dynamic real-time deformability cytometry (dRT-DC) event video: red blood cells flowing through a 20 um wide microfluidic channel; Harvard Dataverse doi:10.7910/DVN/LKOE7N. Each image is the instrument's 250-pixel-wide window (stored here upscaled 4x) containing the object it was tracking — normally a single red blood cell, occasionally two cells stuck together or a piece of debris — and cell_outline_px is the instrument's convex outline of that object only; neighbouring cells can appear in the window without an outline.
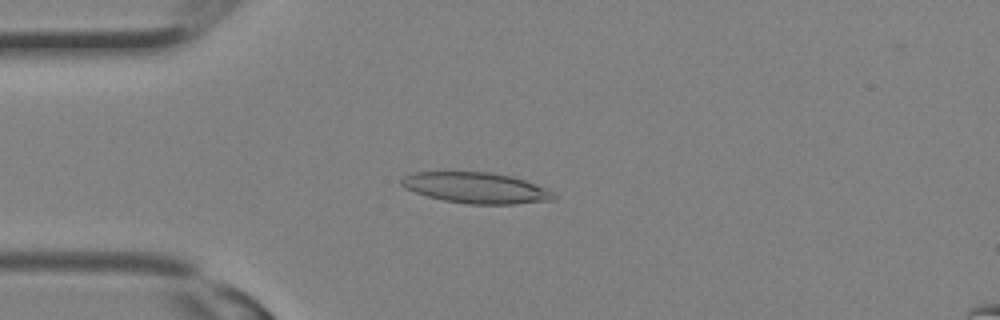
{"species": "Egyptian fruit bat (a non-hibernating species)", "species_latin": "Rousettus aegyptiacus", "temperature_condition": "room temperature", "stored_images_in_passage": 10, "camera_frame_rate_fps": 3000, "um_per_image_px": 0.085, "animal": {"sex": "female"}, "frame": {"image": 1, "passage_image": 7, "time_ms": 2.0, "image_size_px": [1000, 320], "cell_outline_px": [[556, 196], [552, 200], [516, 204], [468, 204], [444, 200], [428, 196], [404, 188], [400, 184], [400, 180], [404, 176], [416, 172], [488, 172], [512, 176], [536, 184], [552, 192]], "centroid_in_image_um": [40.45, 15.97], "position_along_channel_um": 44.5, "area_um2": 27.17}}
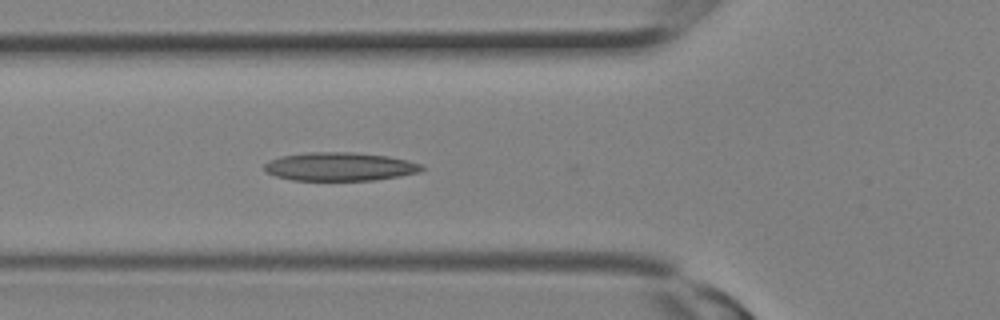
{"frame": {"image": 2, "passage_image": 10, "time_ms": 3.0, "image_size_px": [1000, 320], "cell_outline_px": [[424, 168], [420, 172], [400, 176], [376, 180], [292, 180], [276, 176], [264, 172], [264, 164], [268, 160], [280, 156], [308, 152], [352, 152], [388, 156], [408, 160], [424, 164]], "centroid_in_image_um": [28.88, 14.16], "position_along_channel_um": 96.9, "area_um2": 26.36}}